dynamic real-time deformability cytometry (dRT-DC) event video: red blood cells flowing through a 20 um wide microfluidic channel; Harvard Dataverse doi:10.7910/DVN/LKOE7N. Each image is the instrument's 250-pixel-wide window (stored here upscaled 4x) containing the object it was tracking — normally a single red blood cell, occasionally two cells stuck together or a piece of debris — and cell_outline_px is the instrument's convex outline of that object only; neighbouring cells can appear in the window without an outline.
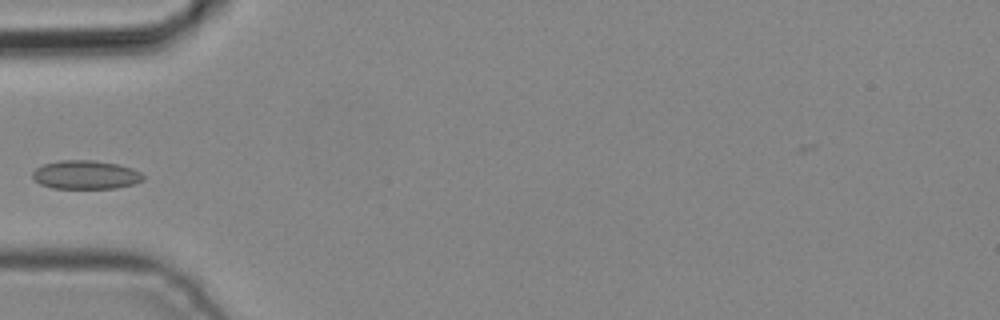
{"species": "common noctule bat (a hibernating species)", "species_latin": "Nyctalus noctula", "temperature_condition": "cold", "stored_images_in_passage": 4, "camera_frame_rate_fps": 3000, "um_per_image_px": 0.085, "animal": {"sex": "male", "body_mass_g": 19.2, "forearm_length_mm": 51.8}, "frame": {"image": 1, "passage_image": 4, "time_ms": 1.0, "image_size_px": [1000, 320], "cell_outline_px": [[144, 180], [132, 184], [116, 188], [52, 188], [40, 184], [32, 176], [32, 172], [36, 168], [44, 164], [60, 160], [92, 160], [116, 164], [132, 168], [140, 172], [144, 176]], "centroid_in_image_um": [7.28, 14.85], "position_along_channel_um": 77.7, "area_um2": 18.38}}